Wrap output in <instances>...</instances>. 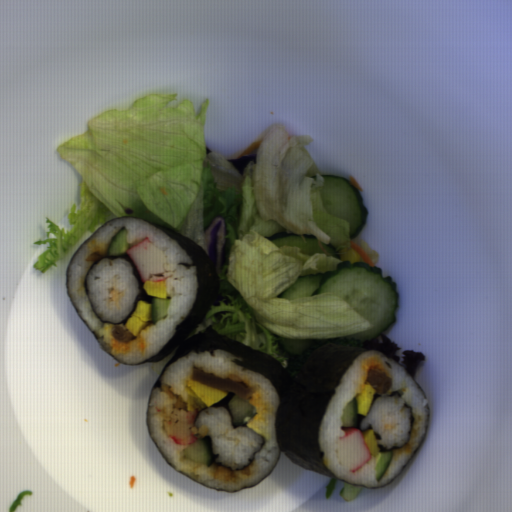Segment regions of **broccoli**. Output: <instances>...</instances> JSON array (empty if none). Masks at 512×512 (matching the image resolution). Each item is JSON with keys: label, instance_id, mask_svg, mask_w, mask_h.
I'll list each match as a JSON object with an SVG mask.
<instances>
[{"label": "broccoli", "instance_id": "1", "mask_svg": "<svg viewBox=\"0 0 512 512\" xmlns=\"http://www.w3.org/2000/svg\"><path fill=\"white\" fill-rule=\"evenodd\" d=\"M329 343H337L347 346H355L363 348V341L357 339L345 338H332V339H311L308 350L305 354L289 355L287 353L288 367H283L289 377H293L301 372L306 365L309 358L315 353V351L321 346Z\"/></svg>", "mask_w": 512, "mask_h": 512}]
</instances>
